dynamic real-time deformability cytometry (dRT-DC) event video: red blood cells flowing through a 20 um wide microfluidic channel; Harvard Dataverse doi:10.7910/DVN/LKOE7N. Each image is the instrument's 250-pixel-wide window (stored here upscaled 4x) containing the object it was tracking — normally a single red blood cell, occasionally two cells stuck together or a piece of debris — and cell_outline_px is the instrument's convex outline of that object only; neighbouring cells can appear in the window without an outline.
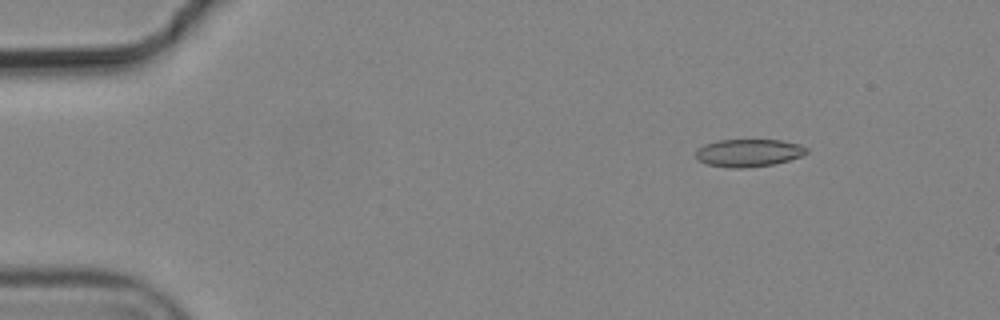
{"species": "common noctule bat (a hibernating species)", "species_latin": "Nyctalus noctula", "temperature_condition": "cold", "stored_images_in_passage": 4, "camera_frame_rate_fps": 3000, "um_per_image_px": 0.085, "animal": {"sex": "male", "body_mass_g": 19.2, "forearm_length_mm": 51.8}, "frame": {"image": 1, "passage_image": 2, "time_ms": 0.333, "image_size_px": [1000, 320], "cell_outline_px": [[808, 152], [800, 156], [788, 160], [772, 164], [744, 168], [728, 168], [708, 164], [700, 160], [696, 156], [696, 152], [704, 144], [720, 140], [780, 140], [800, 144], [808, 148]], "centroid_in_image_um": [63.65, 12.99], "position_along_channel_um": 21.4, "area_um2": 17.63}}
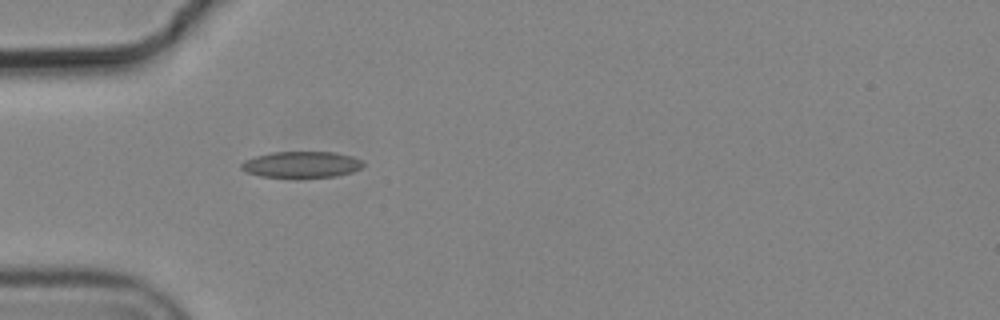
{"frame": {"image": 2, "passage_image": 4, "time_ms": 1.0, "image_size_px": [1000, 320], "cell_outline_px": [[364, 164], [360, 168], [352, 172], [336, 176], [260, 176], [244, 172], [240, 168], [240, 164], [244, 160], [256, 156], [272, 152], [336, 152], [352, 156], [364, 160]], "centroid_in_image_um": [25.63, 13.96], "position_along_channel_um": 59.4, "area_um2": 18.44}}